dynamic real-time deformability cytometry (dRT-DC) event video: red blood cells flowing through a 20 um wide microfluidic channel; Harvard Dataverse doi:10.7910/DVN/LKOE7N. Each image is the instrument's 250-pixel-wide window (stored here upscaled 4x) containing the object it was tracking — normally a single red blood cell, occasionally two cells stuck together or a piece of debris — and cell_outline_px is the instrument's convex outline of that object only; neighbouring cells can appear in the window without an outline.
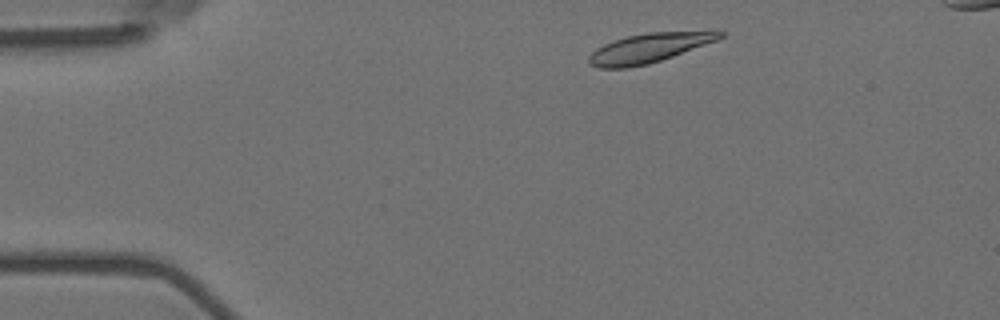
{"species": "Egyptian fruit bat (a non-hibernating species)", "species_latin": "Rousettus aegyptiacus", "temperature_condition": "room temperature", "stored_images_in_passage": 35, "camera_frame_rate_fps": 3000, "um_per_image_px": 0.085, "animal": {"sex": "female"}, "frame": {"image": 1, "passage_image": 3, "time_ms": 0.667, "image_size_px": [1000, 320], "cell_outline_px": [[724, 36], [716, 40], [672, 56], [648, 64], [628, 68], [600, 68], [588, 64], [588, 56], [596, 48], [604, 44], [628, 36], [648, 32], [716, 28], [724, 32]], "centroid_in_image_um": [55.25, 4.03], "position_along_channel_um": 29.7, "area_um2": 22.89}}
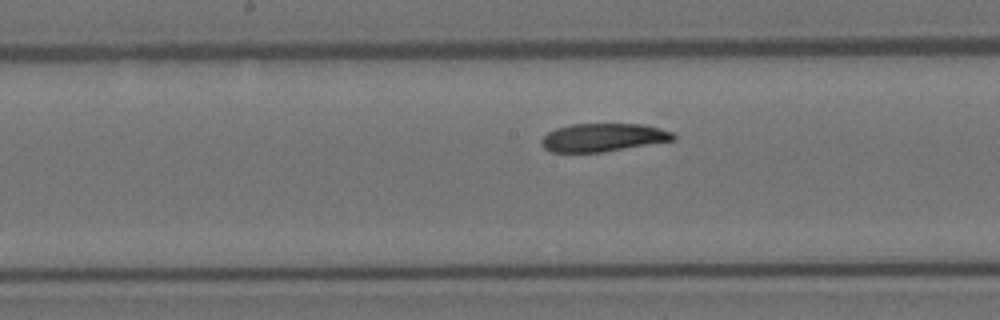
{"frame": {"image": 2, "passage_image": 22, "time_ms": 7.0, "image_size_px": [1000, 320], "cell_outline_px": [[676, 140], [600, 152], [552, 152], [544, 148], [540, 144], [540, 140], [548, 132], [556, 128], [572, 124], [644, 124], [672, 132], [676, 136]], "centroid_in_image_um": [51.25, 11.68], "position_along_channel_um": 197.0, "area_um2": 21.56}}
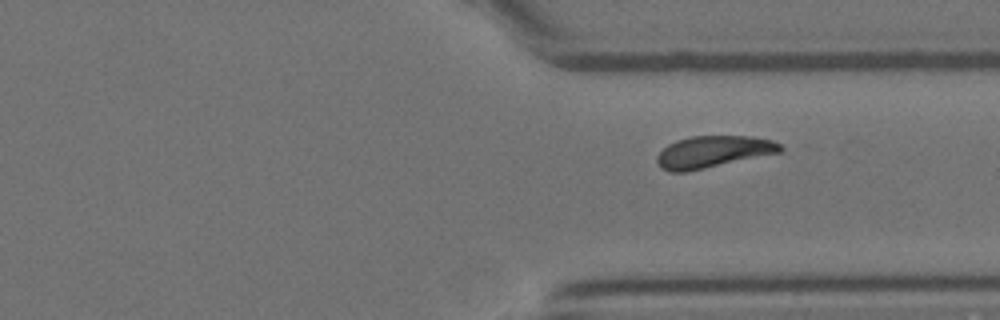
{"frame": {"image": 3, "passage_image": 35, "time_ms": 11.333, "image_size_px": [1000, 320], "cell_outline_px": [[784, 148], [780, 152], [688, 172], [668, 172], [660, 168], [656, 160], [656, 156], [668, 144], [676, 140], [692, 136], [752, 136], [772, 140], [780, 144]], "centroid_in_image_um": [60.58, 12.91], "position_along_channel_um": 350.8, "area_um2": 22.95}}